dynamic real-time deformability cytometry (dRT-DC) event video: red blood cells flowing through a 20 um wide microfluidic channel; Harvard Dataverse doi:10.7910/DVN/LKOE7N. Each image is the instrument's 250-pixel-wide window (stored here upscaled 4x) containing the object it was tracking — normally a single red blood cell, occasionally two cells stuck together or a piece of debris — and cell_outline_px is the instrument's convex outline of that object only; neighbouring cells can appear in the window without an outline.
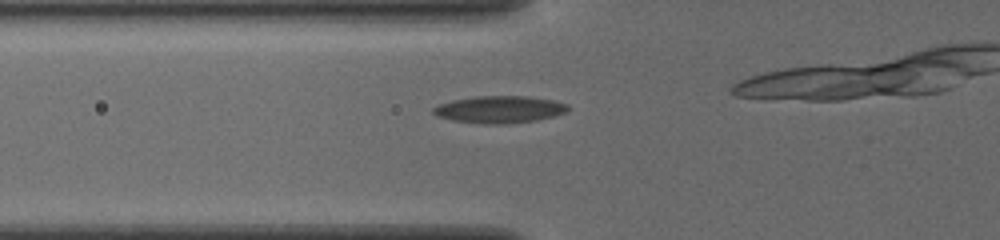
{"species": "common noctule bat (a hibernating species)", "species_latin": "Nyctalus noctula", "temperature_condition": "cold", "stored_images_in_passage": 7, "camera_frame_rate_fps": 3000, "um_per_image_px": 0.085, "animal": {"sex": "female", "body_mass_g": 19.5, "forearm_length_mm": 54.1}, "frame": {"image": 1, "passage_image": 2, "time_ms": 0.333, "image_size_px": [1000, 240], "cell_outline_px": [[568, 108], [564, 112], [552, 116], [536, 120], [496, 124], [452, 120], [436, 116], [432, 112], [432, 108], [440, 104], [452, 100], [476, 96], [528, 96], [552, 100], [568, 104]], "centroid_in_image_um": [42.42, 9.28], "position_along_channel_um": 83.4, "area_um2": 20.87}}
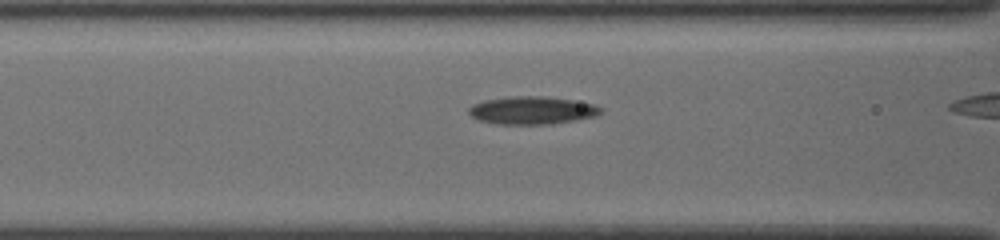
{"frame": {"image": 2, "passage_image": 5, "time_ms": 1.333, "image_size_px": [1000, 240], "cell_outline_px": [[600, 112], [596, 116], [576, 120], [552, 124], [496, 124], [480, 120], [472, 116], [468, 112], [468, 108], [472, 104], [484, 100], [508, 96], [540, 96], [572, 100], [596, 104], [600, 108]], "centroid_in_image_um": [45.2, 9.38], "position_along_channel_um": 121.4, "area_um2": 21.39}}